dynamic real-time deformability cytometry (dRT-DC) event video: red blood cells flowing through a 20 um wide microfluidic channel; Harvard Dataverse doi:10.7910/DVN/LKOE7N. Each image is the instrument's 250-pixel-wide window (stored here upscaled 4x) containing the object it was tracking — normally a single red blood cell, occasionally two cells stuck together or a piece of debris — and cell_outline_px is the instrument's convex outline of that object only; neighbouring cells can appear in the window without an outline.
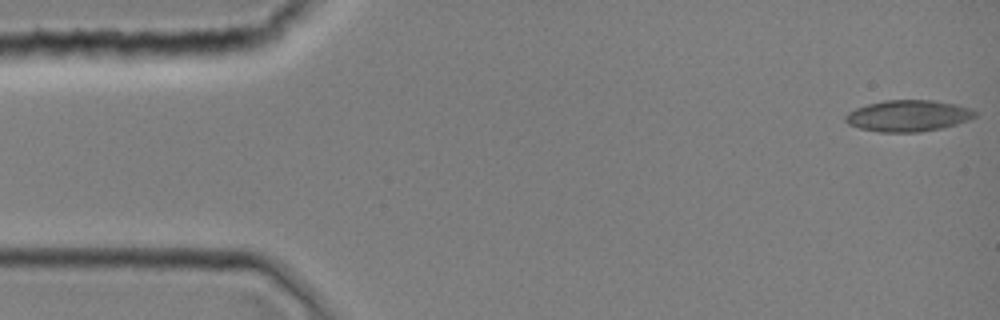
{"species": "common noctule bat (a hibernating species)", "species_latin": "Nyctalus noctula", "temperature_condition": "room temperature", "stored_images_in_passage": 5, "camera_frame_rate_fps": 3000, "um_per_image_px": 0.085, "animal": {"sex": "female", "body_mass_g": 19.0, "forearm_length_mm": 51.5}, "frame": {"image": 1, "passage_image": 1, "time_ms": 0.0, "image_size_px": [1000, 320], "cell_outline_px": [[976, 116], [968, 120], [956, 124], [940, 128], [920, 132], [880, 132], [860, 128], [848, 124], [844, 120], [844, 116], [848, 112], [856, 108], [868, 104], [884, 100], [932, 100], [956, 104], [972, 108], [976, 112]], "centroid_in_image_um": [77.19, 9.84], "position_along_channel_um": 7.8, "area_um2": 23.7}}